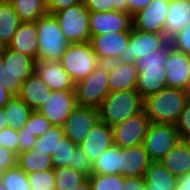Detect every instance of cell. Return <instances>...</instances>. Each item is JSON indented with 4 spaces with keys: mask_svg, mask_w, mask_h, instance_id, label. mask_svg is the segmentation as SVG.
I'll use <instances>...</instances> for the list:
<instances>
[{
    "mask_svg": "<svg viewBox=\"0 0 190 190\" xmlns=\"http://www.w3.org/2000/svg\"><path fill=\"white\" fill-rule=\"evenodd\" d=\"M113 144L112 127L99 120L79 147L94 164L102 153Z\"/></svg>",
    "mask_w": 190,
    "mask_h": 190,
    "instance_id": "cell-19",
    "label": "cell"
},
{
    "mask_svg": "<svg viewBox=\"0 0 190 190\" xmlns=\"http://www.w3.org/2000/svg\"><path fill=\"white\" fill-rule=\"evenodd\" d=\"M19 135L16 129L5 127L0 131V146H3L18 154Z\"/></svg>",
    "mask_w": 190,
    "mask_h": 190,
    "instance_id": "cell-42",
    "label": "cell"
},
{
    "mask_svg": "<svg viewBox=\"0 0 190 190\" xmlns=\"http://www.w3.org/2000/svg\"><path fill=\"white\" fill-rule=\"evenodd\" d=\"M83 5L90 12L120 11L128 13L127 0H83Z\"/></svg>",
    "mask_w": 190,
    "mask_h": 190,
    "instance_id": "cell-38",
    "label": "cell"
},
{
    "mask_svg": "<svg viewBox=\"0 0 190 190\" xmlns=\"http://www.w3.org/2000/svg\"><path fill=\"white\" fill-rule=\"evenodd\" d=\"M17 165V154L0 146V178L4 171Z\"/></svg>",
    "mask_w": 190,
    "mask_h": 190,
    "instance_id": "cell-44",
    "label": "cell"
},
{
    "mask_svg": "<svg viewBox=\"0 0 190 190\" xmlns=\"http://www.w3.org/2000/svg\"><path fill=\"white\" fill-rule=\"evenodd\" d=\"M3 109L7 118L8 127L16 129L17 131L26 125L33 111L32 108L18 96L11 98Z\"/></svg>",
    "mask_w": 190,
    "mask_h": 190,
    "instance_id": "cell-29",
    "label": "cell"
},
{
    "mask_svg": "<svg viewBox=\"0 0 190 190\" xmlns=\"http://www.w3.org/2000/svg\"><path fill=\"white\" fill-rule=\"evenodd\" d=\"M174 190H190V172L178 177Z\"/></svg>",
    "mask_w": 190,
    "mask_h": 190,
    "instance_id": "cell-49",
    "label": "cell"
},
{
    "mask_svg": "<svg viewBox=\"0 0 190 190\" xmlns=\"http://www.w3.org/2000/svg\"><path fill=\"white\" fill-rule=\"evenodd\" d=\"M130 32H108L91 36V44L96 56L103 63L116 61L129 44Z\"/></svg>",
    "mask_w": 190,
    "mask_h": 190,
    "instance_id": "cell-15",
    "label": "cell"
},
{
    "mask_svg": "<svg viewBox=\"0 0 190 190\" xmlns=\"http://www.w3.org/2000/svg\"><path fill=\"white\" fill-rule=\"evenodd\" d=\"M51 127L52 123L38 110H33L26 125L18 131H29L35 137L44 135Z\"/></svg>",
    "mask_w": 190,
    "mask_h": 190,
    "instance_id": "cell-39",
    "label": "cell"
},
{
    "mask_svg": "<svg viewBox=\"0 0 190 190\" xmlns=\"http://www.w3.org/2000/svg\"><path fill=\"white\" fill-rule=\"evenodd\" d=\"M35 72L51 91H75V82L60 61H36Z\"/></svg>",
    "mask_w": 190,
    "mask_h": 190,
    "instance_id": "cell-18",
    "label": "cell"
},
{
    "mask_svg": "<svg viewBox=\"0 0 190 190\" xmlns=\"http://www.w3.org/2000/svg\"><path fill=\"white\" fill-rule=\"evenodd\" d=\"M38 32V61H60L71 44L62 34L53 14H46L35 22Z\"/></svg>",
    "mask_w": 190,
    "mask_h": 190,
    "instance_id": "cell-5",
    "label": "cell"
},
{
    "mask_svg": "<svg viewBox=\"0 0 190 190\" xmlns=\"http://www.w3.org/2000/svg\"><path fill=\"white\" fill-rule=\"evenodd\" d=\"M1 182L6 190H31L27 174L17 165L4 171Z\"/></svg>",
    "mask_w": 190,
    "mask_h": 190,
    "instance_id": "cell-34",
    "label": "cell"
},
{
    "mask_svg": "<svg viewBox=\"0 0 190 190\" xmlns=\"http://www.w3.org/2000/svg\"><path fill=\"white\" fill-rule=\"evenodd\" d=\"M172 48L190 55V23L169 39Z\"/></svg>",
    "mask_w": 190,
    "mask_h": 190,
    "instance_id": "cell-41",
    "label": "cell"
},
{
    "mask_svg": "<svg viewBox=\"0 0 190 190\" xmlns=\"http://www.w3.org/2000/svg\"><path fill=\"white\" fill-rule=\"evenodd\" d=\"M18 135L20 139L18 145V154L33 149L37 141V137L32 135V133L29 131H18Z\"/></svg>",
    "mask_w": 190,
    "mask_h": 190,
    "instance_id": "cell-46",
    "label": "cell"
},
{
    "mask_svg": "<svg viewBox=\"0 0 190 190\" xmlns=\"http://www.w3.org/2000/svg\"><path fill=\"white\" fill-rule=\"evenodd\" d=\"M56 190H73L88 179V175L72 169L69 166L53 168Z\"/></svg>",
    "mask_w": 190,
    "mask_h": 190,
    "instance_id": "cell-32",
    "label": "cell"
},
{
    "mask_svg": "<svg viewBox=\"0 0 190 190\" xmlns=\"http://www.w3.org/2000/svg\"><path fill=\"white\" fill-rule=\"evenodd\" d=\"M180 140L174 124L151 123L142 145L153 162H160Z\"/></svg>",
    "mask_w": 190,
    "mask_h": 190,
    "instance_id": "cell-9",
    "label": "cell"
},
{
    "mask_svg": "<svg viewBox=\"0 0 190 190\" xmlns=\"http://www.w3.org/2000/svg\"><path fill=\"white\" fill-rule=\"evenodd\" d=\"M160 163L175 177L186 175L190 172V152L180 140L173 149L166 154Z\"/></svg>",
    "mask_w": 190,
    "mask_h": 190,
    "instance_id": "cell-25",
    "label": "cell"
},
{
    "mask_svg": "<svg viewBox=\"0 0 190 190\" xmlns=\"http://www.w3.org/2000/svg\"><path fill=\"white\" fill-rule=\"evenodd\" d=\"M78 4H83V0H46L47 11L50 14Z\"/></svg>",
    "mask_w": 190,
    "mask_h": 190,
    "instance_id": "cell-45",
    "label": "cell"
},
{
    "mask_svg": "<svg viewBox=\"0 0 190 190\" xmlns=\"http://www.w3.org/2000/svg\"><path fill=\"white\" fill-rule=\"evenodd\" d=\"M91 174H120V147L113 144L106 149L93 164Z\"/></svg>",
    "mask_w": 190,
    "mask_h": 190,
    "instance_id": "cell-31",
    "label": "cell"
},
{
    "mask_svg": "<svg viewBox=\"0 0 190 190\" xmlns=\"http://www.w3.org/2000/svg\"><path fill=\"white\" fill-rule=\"evenodd\" d=\"M151 121L143 109L112 127L113 143L121 148L141 145L146 137Z\"/></svg>",
    "mask_w": 190,
    "mask_h": 190,
    "instance_id": "cell-11",
    "label": "cell"
},
{
    "mask_svg": "<svg viewBox=\"0 0 190 190\" xmlns=\"http://www.w3.org/2000/svg\"><path fill=\"white\" fill-rule=\"evenodd\" d=\"M88 178L91 184V190H123L124 188V177L120 174H91Z\"/></svg>",
    "mask_w": 190,
    "mask_h": 190,
    "instance_id": "cell-35",
    "label": "cell"
},
{
    "mask_svg": "<svg viewBox=\"0 0 190 190\" xmlns=\"http://www.w3.org/2000/svg\"><path fill=\"white\" fill-rule=\"evenodd\" d=\"M36 60L9 47L0 49V84L13 96H18L21 85L35 72Z\"/></svg>",
    "mask_w": 190,
    "mask_h": 190,
    "instance_id": "cell-3",
    "label": "cell"
},
{
    "mask_svg": "<svg viewBox=\"0 0 190 190\" xmlns=\"http://www.w3.org/2000/svg\"><path fill=\"white\" fill-rule=\"evenodd\" d=\"M144 178L147 184L146 190H174L178 179L160 162H152Z\"/></svg>",
    "mask_w": 190,
    "mask_h": 190,
    "instance_id": "cell-27",
    "label": "cell"
},
{
    "mask_svg": "<svg viewBox=\"0 0 190 190\" xmlns=\"http://www.w3.org/2000/svg\"><path fill=\"white\" fill-rule=\"evenodd\" d=\"M170 0H153L145 9L133 15V27L146 32L164 34Z\"/></svg>",
    "mask_w": 190,
    "mask_h": 190,
    "instance_id": "cell-16",
    "label": "cell"
},
{
    "mask_svg": "<svg viewBox=\"0 0 190 190\" xmlns=\"http://www.w3.org/2000/svg\"><path fill=\"white\" fill-rule=\"evenodd\" d=\"M51 90L42 81V79L34 72L21 85L18 97L21 98L32 110H39L45 103L48 97L51 96Z\"/></svg>",
    "mask_w": 190,
    "mask_h": 190,
    "instance_id": "cell-23",
    "label": "cell"
},
{
    "mask_svg": "<svg viewBox=\"0 0 190 190\" xmlns=\"http://www.w3.org/2000/svg\"><path fill=\"white\" fill-rule=\"evenodd\" d=\"M60 62L75 84L89 76L102 63L91 42L71 43Z\"/></svg>",
    "mask_w": 190,
    "mask_h": 190,
    "instance_id": "cell-7",
    "label": "cell"
},
{
    "mask_svg": "<svg viewBox=\"0 0 190 190\" xmlns=\"http://www.w3.org/2000/svg\"><path fill=\"white\" fill-rule=\"evenodd\" d=\"M99 120L97 108L77 105L62 125L64 136L79 146Z\"/></svg>",
    "mask_w": 190,
    "mask_h": 190,
    "instance_id": "cell-12",
    "label": "cell"
},
{
    "mask_svg": "<svg viewBox=\"0 0 190 190\" xmlns=\"http://www.w3.org/2000/svg\"><path fill=\"white\" fill-rule=\"evenodd\" d=\"M144 100L136 90L112 91L98 108L100 121L113 127L143 110Z\"/></svg>",
    "mask_w": 190,
    "mask_h": 190,
    "instance_id": "cell-4",
    "label": "cell"
},
{
    "mask_svg": "<svg viewBox=\"0 0 190 190\" xmlns=\"http://www.w3.org/2000/svg\"><path fill=\"white\" fill-rule=\"evenodd\" d=\"M128 13L132 16L138 11L145 9L153 0H127Z\"/></svg>",
    "mask_w": 190,
    "mask_h": 190,
    "instance_id": "cell-48",
    "label": "cell"
},
{
    "mask_svg": "<svg viewBox=\"0 0 190 190\" xmlns=\"http://www.w3.org/2000/svg\"><path fill=\"white\" fill-rule=\"evenodd\" d=\"M171 48V42L168 41L160 49L137 61L138 80L136 91L143 100L167 87L164 64L166 55Z\"/></svg>",
    "mask_w": 190,
    "mask_h": 190,
    "instance_id": "cell-1",
    "label": "cell"
},
{
    "mask_svg": "<svg viewBox=\"0 0 190 190\" xmlns=\"http://www.w3.org/2000/svg\"><path fill=\"white\" fill-rule=\"evenodd\" d=\"M188 100V91L164 87L158 93L144 99L143 109L151 123L175 124Z\"/></svg>",
    "mask_w": 190,
    "mask_h": 190,
    "instance_id": "cell-2",
    "label": "cell"
},
{
    "mask_svg": "<svg viewBox=\"0 0 190 190\" xmlns=\"http://www.w3.org/2000/svg\"><path fill=\"white\" fill-rule=\"evenodd\" d=\"M182 142L186 145V147L188 148V150L190 152V135L185 136L182 139Z\"/></svg>",
    "mask_w": 190,
    "mask_h": 190,
    "instance_id": "cell-53",
    "label": "cell"
},
{
    "mask_svg": "<svg viewBox=\"0 0 190 190\" xmlns=\"http://www.w3.org/2000/svg\"><path fill=\"white\" fill-rule=\"evenodd\" d=\"M190 23V1L170 0L164 35L169 40Z\"/></svg>",
    "mask_w": 190,
    "mask_h": 190,
    "instance_id": "cell-24",
    "label": "cell"
},
{
    "mask_svg": "<svg viewBox=\"0 0 190 190\" xmlns=\"http://www.w3.org/2000/svg\"><path fill=\"white\" fill-rule=\"evenodd\" d=\"M77 106L75 91H52L47 103L38 111L42 113L53 126H62L72 110Z\"/></svg>",
    "mask_w": 190,
    "mask_h": 190,
    "instance_id": "cell-14",
    "label": "cell"
},
{
    "mask_svg": "<svg viewBox=\"0 0 190 190\" xmlns=\"http://www.w3.org/2000/svg\"><path fill=\"white\" fill-rule=\"evenodd\" d=\"M27 178L31 190H56L53 169L30 173Z\"/></svg>",
    "mask_w": 190,
    "mask_h": 190,
    "instance_id": "cell-36",
    "label": "cell"
},
{
    "mask_svg": "<svg viewBox=\"0 0 190 190\" xmlns=\"http://www.w3.org/2000/svg\"><path fill=\"white\" fill-rule=\"evenodd\" d=\"M174 125L181 140L185 136L190 135V99L186 102L183 111Z\"/></svg>",
    "mask_w": 190,
    "mask_h": 190,
    "instance_id": "cell-43",
    "label": "cell"
},
{
    "mask_svg": "<svg viewBox=\"0 0 190 190\" xmlns=\"http://www.w3.org/2000/svg\"><path fill=\"white\" fill-rule=\"evenodd\" d=\"M22 23L9 0H0V49L8 47Z\"/></svg>",
    "mask_w": 190,
    "mask_h": 190,
    "instance_id": "cell-26",
    "label": "cell"
},
{
    "mask_svg": "<svg viewBox=\"0 0 190 190\" xmlns=\"http://www.w3.org/2000/svg\"><path fill=\"white\" fill-rule=\"evenodd\" d=\"M109 79V62H102L89 76L75 84L77 105L98 109L109 93Z\"/></svg>",
    "mask_w": 190,
    "mask_h": 190,
    "instance_id": "cell-6",
    "label": "cell"
},
{
    "mask_svg": "<svg viewBox=\"0 0 190 190\" xmlns=\"http://www.w3.org/2000/svg\"><path fill=\"white\" fill-rule=\"evenodd\" d=\"M109 92L136 90L138 80V68L136 64L123 61L109 62Z\"/></svg>",
    "mask_w": 190,
    "mask_h": 190,
    "instance_id": "cell-21",
    "label": "cell"
},
{
    "mask_svg": "<svg viewBox=\"0 0 190 190\" xmlns=\"http://www.w3.org/2000/svg\"><path fill=\"white\" fill-rule=\"evenodd\" d=\"M152 162L142 144L120 147V175L123 177H144Z\"/></svg>",
    "mask_w": 190,
    "mask_h": 190,
    "instance_id": "cell-20",
    "label": "cell"
},
{
    "mask_svg": "<svg viewBox=\"0 0 190 190\" xmlns=\"http://www.w3.org/2000/svg\"><path fill=\"white\" fill-rule=\"evenodd\" d=\"M77 145H75L69 138L64 136L59 141L56 154L51 156L54 168L71 166L73 151Z\"/></svg>",
    "mask_w": 190,
    "mask_h": 190,
    "instance_id": "cell-37",
    "label": "cell"
},
{
    "mask_svg": "<svg viewBox=\"0 0 190 190\" xmlns=\"http://www.w3.org/2000/svg\"><path fill=\"white\" fill-rule=\"evenodd\" d=\"M63 137L64 133L62 126H53L44 135L37 138L33 149L52 156L56 154L59 141Z\"/></svg>",
    "mask_w": 190,
    "mask_h": 190,
    "instance_id": "cell-33",
    "label": "cell"
},
{
    "mask_svg": "<svg viewBox=\"0 0 190 190\" xmlns=\"http://www.w3.org/2000/svg\"><path fill=\"white\" fill-rule=\"evenodd\" d=\"M70 167L76 171L90 176L92 173L93 163L82 151V149L77 146L73 151V158Z\"/></svg>",
    "mask_w": 190,
    "mask_h": 190,
    "instance_id": "cell-40",
    "label": "cell"
},
{
    "mask_svg": "<svg viewBox=\"0 0 190 190\" xmlns=\"http://www.w3.org/2000/svg\"><path fill=\"white\" fill-rule=\"evenodd\" d=\"M22 22H35L48 14L46 0H9Z\"/></svg>",
    "mask_w": 190,
    "mask_h": 190,
    "instance_id": "cell-30",
    "label": "cell"
},
{
    "mask_svg": "<svg viewBox=\"0 0 190 190\" xmlns=\"http://www.w3.org/2000/svg\"><path fill=\"white\" fill-rule=\"evenodd\" d=\"M73 190H91V184H90L89 178L84 183H82L79 187Z\"/></svg>",
    "mask_w": 190,
    "mask_h": 190,
    "instance_id": "cell-52",
    "label": "cell"
},
{
    "mask_svg": "<svg viewBox=\"0 0 190 190\" xmlns=\"http://www.w3.org/2000/svg\"><path fill=\"white\" fill-rule=\"evenodd\" d=\"M17 166L27 175L36 171L53 169L54 165L50 155L30 149L17 154Z\"/></svg>",
    "mask_w": 190,
    "mask_h": 190,
    "instance_id": "cell-28",
    "label": "cell"
},
{
    "mask_svg": "<svg viewBox=\"0 0 190 190\" xmlns=\"http://www.w3.org/2000/svg\"><path fill=\"white\" fill-rule=\"evenodd\" d=\"M13 97L14 96L5 90L4 87L0 84V107H4Z\"/></svg>",
    "mask_w": 190,
    "mask_h": 190,
    "instance_id": "cell-50",
    "label": "cell"
},
{
    "mask_svg": "<svg viewBox=\"0 0 190 190\" xmlns=\"http://www.w3.org/2000/svg\"><path fill=\"white\" fill-rule=\"evenodd\" d=\"M62 34L70 43H84L91 41L90 11L83 5L70 6L53 13Z\"/></svg>",
    "mask_w": 190,
    "mask_h": 190,
    "instance_id": "cell-8",
    "label": "cell"
},
{
    "mask_svg": "<svg viewBox=\"0 0 190 190\" xmlns=\"http://www.w3.org/2000/svg\"><path fill=\"white\" fill-rule=\"evenodd\" d=\"M169 40L164 34L135 29L130 31L129 44L120 55L119 61L137 64L140 58L163 47Z\"/></svg>",
    "mask_w": 190,
    "mask_h": 190,
    "instance_id": "cell-10",
    "label": "cell"
},
{
    "mask_svg": "<svg viewBox=\"0 0 190 190\" xmlns=\"http://www.w3.org/2000/svg\"><path fill=\"white\" fill-rule=\"evenodd\" d=\"M38 61V32L34 22H22L8 46Z\"/></svg>",
    "mask_w": 190,
    "mask_h": 190,
    "instance_id": "cell-22",
    "label": "cell"
},
{
    "mask_svg": "<svg viewBox=\"0 0 190 190\" xmlns=\"http://www.w3.org/2000/svg\"><path fill=\"white\" fill-rule=\"evenodd\" d=\"M133 28V16L127 12L106 11L90 12V33L93 35L108 32H130Z\"/></svg>",
    "mask_w": 190,
    "mask_h": 190,
    "instance_id": "cell-13",
    "label": "cell"
},
{
    "mask_svg": "<svg viewBox=\"0 0 190 190\" xmlns=\"http://www.w3.org/2000/svg\"><path fill=\"white\" fill-rule=\"evenodd\" d=\"M0 190H6L1 181H0Z\"/></svg>",
    "mask_w": 190,
    "mask_h": 190,
    "instance_id": "cell-54",
    "label": "cell"
},
{
    "mask_svg": "<svg viewBox=\"0 0 190 190\" xmlns=\"http://www.w3.org/2000/svg\"><path fill=\"white\" fill-rule=\"evenodd\" d=\"M123 190H146L147 184L144 177H124Z\"/></svg>",
    "mask_w": 190,
    "mask_h": 190,
    "instance_id": "cell-47",
    "label": "cell"
},
{
    "mask_svg": "<svg viewBox=\"0 0 190 190\" xmlns=\"http://www.w3.org/2000/svg\"><path fill=\"white\" fill-rule=\"evenodd\" d=\"M167 87L190 89V60L187 54L171 48L165 60Z\"/></svg>",
    "mask_w": 190,
    "mask_h": 190,
    "instance_id": "cell-17",
    "label": "cell"
},
{
    "mask_svg": "<svg viewBox=\"0 0 190 190\" xmlns=\"http://www.w3.org/2000/svg\"><path fill=\"white\" fill-rule=\"evenodd\" d=\"M5 127H8V122L3 107H0V131Z\"/></svg>",
    "mask_w": 190,
    "mask_h": 190,
    "instance_id": "cell-51",
    "label": "cell"
}]
</instances>
